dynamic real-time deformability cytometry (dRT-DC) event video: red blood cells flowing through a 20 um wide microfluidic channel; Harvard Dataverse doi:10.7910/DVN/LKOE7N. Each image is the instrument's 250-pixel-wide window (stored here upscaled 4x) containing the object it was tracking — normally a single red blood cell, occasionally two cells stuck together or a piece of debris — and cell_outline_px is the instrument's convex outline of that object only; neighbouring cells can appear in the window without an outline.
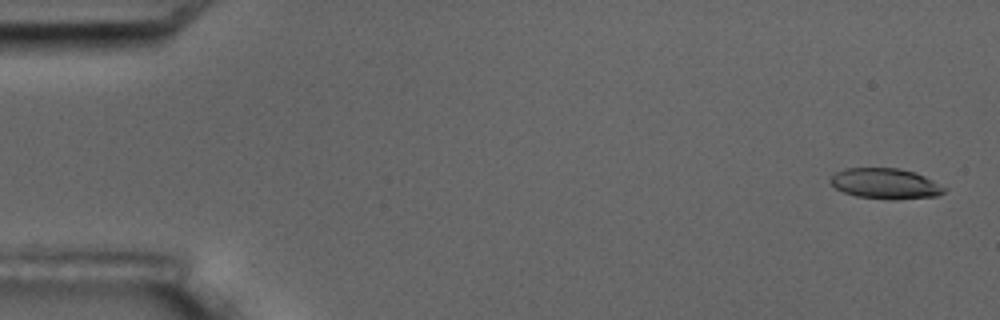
{"species": "common noctule bat (a hibernating species)", "species_latin": "Nyctalus noctula", "temperature_condition": "room temperature", "stored_images_in_passage": 8, "camera_frame_rate_fps": 3000, "um_per_image_px": 0.085, "animal": {"sex": "male", "body_mass_g": 17.5, "forearm_length_mm": 52.3}, "frame": {"image": 1, "passage_image": 1, "time_ms": 0.0, "image_size_px": [1000, 320], "cell_outline_px": [[948, 188], [944, 192], [936, 196], [896, 200], [892, 200], [856, 196], [844, 192], [836, 188], [828, 180], [836, 172], [844, 168], [900, 168], [924, 176]], "centroid_in_image_um": [75.26, 15.61], "position_along_channel_um": 9.7, "area_um2": 20.29}}
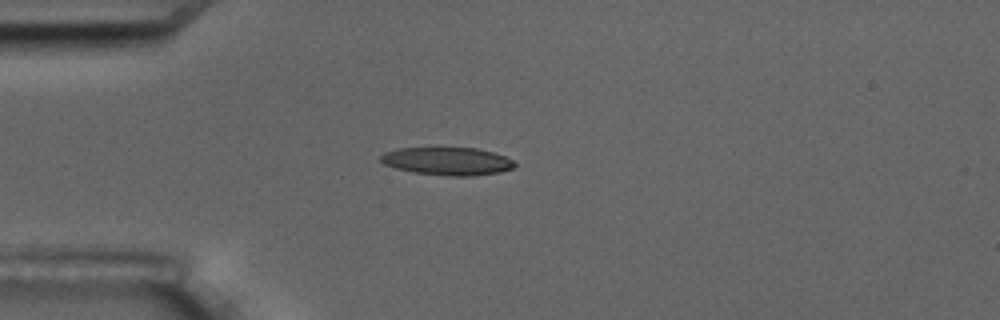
{"frame": {"image": 2, "passage_image": 4, "time_ms": 4.333, "image_size_px": [1000, 320], "cell_outline_px": [[516, 164], [512, 168], [500, 172], [472, 176], [448, 176], [412, 172], [396, 168], [384, 164], [380, 160], [380, 156], [384, 152], [400, 148], [476, 148], [492, 152], [504, 156], [512, 160]], "centroid_in_image_um": [38.01, 13.7], "position_along_channel_um": 47.0, "area_um2": 21.68}}
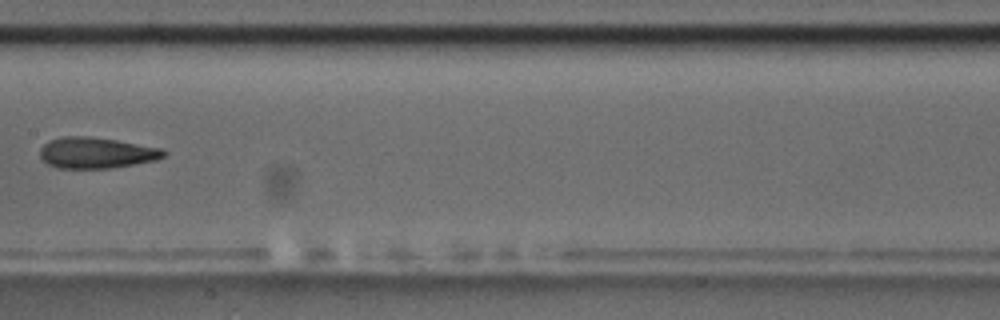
{"frame": {"image": 3, "passage_image": 8, "time_ms": 9.0, "image_size_px": [1000, 320], "cell_outline_px": [[168, 152], [164, 156], [156, 160], [112, 168], [56, 168], [48, 164], [40, 156], [40, 148], [48, 140], [64, 136], [88, 136], [116, 140], [164, 148]], "centroid_in_image_um": [8.2, 12.98], "position_along_channel_um": 199.2, "area_um2": 22.48}}